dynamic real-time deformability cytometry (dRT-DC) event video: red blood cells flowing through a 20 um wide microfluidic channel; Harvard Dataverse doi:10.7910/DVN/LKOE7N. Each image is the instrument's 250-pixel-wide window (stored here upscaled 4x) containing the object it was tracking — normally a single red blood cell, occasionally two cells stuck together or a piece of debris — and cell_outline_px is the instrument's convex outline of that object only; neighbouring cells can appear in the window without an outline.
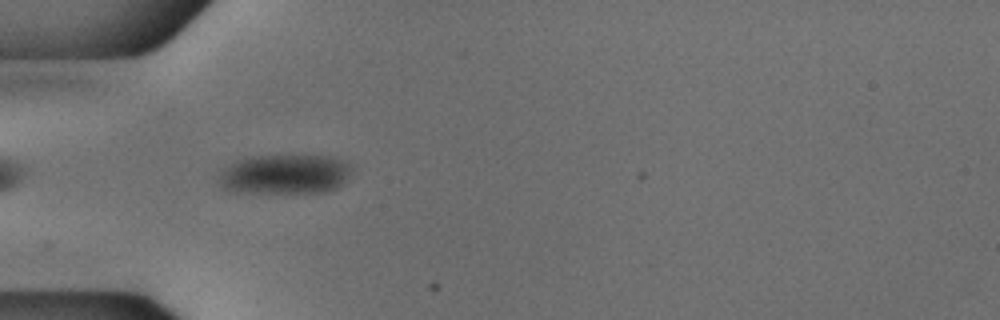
{"species": "common noctule bat (a hibernating species)", "species_latin": "Nyctalus noctula", "temperature_condition": "cold", "stored_images_in_passage": 27, "camera_frame_rate_fps": 3000, "um_per_image_px": 0.085, "animal": {"sex": "male", "body_mass_g": 18.8}, "frame": {"image": 1, "passage_image": 4, "time_ms": 1.0, "image_size_px": [1000, 320], "cell_outline_px": [[352, 168], [348, 176], [336, 188], [324, 192], [232, 192], [224, 188], [220, 180], [220, 176], [224, 168], [236, 160], [252, 156], [332, 156], [344, 160], [352, 164]], "centroid_in_image_um": [24.24, 14.8], "position_along_channel_um": 60.8, "area_um2": 30.46}}
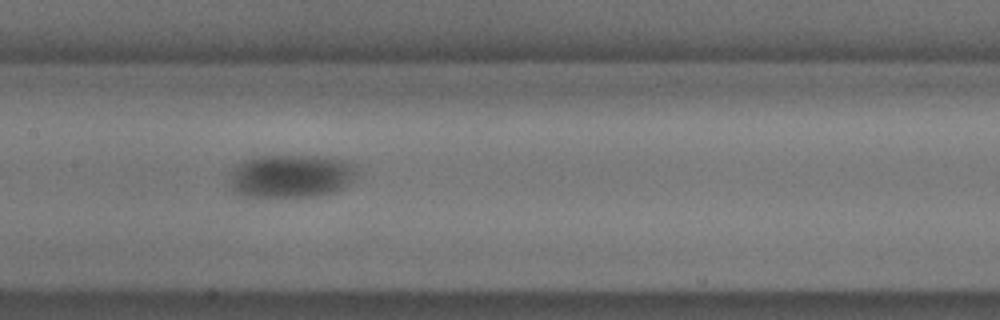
{"frame": {"image": 2, "passage_image": 14, "time_ms": 4.333, "image_size_px": [1000, 320], "cell_outline_px": [[356, 172], [352, 180], [344, 188], [332, 192], [316, 196], [244, 196], [236, 192], [232, 188], [232, 172], [244, 160], [256, 156], [328, 156], [344, 160], [352, 164], [356, 168]], "centroid_in_image_um": [24.79, 14.95], "position_along_channel_um": 182.6, "area_um2": 31.62}}
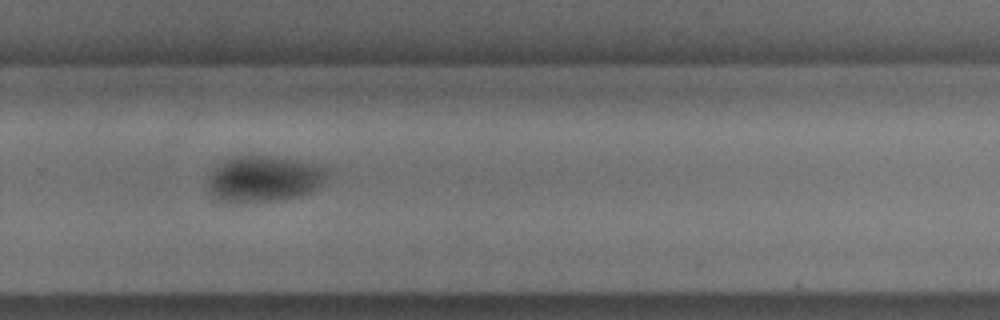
{"frame": {"image": 3, "passage_image": 24, "time_ms": 7.667, "image_size_px": [1000, 320], "cell_outline_px": [[324, 180], [312, 192], [300, 196], [276, 200], [224, 200], [212, 196], [208, 188], [208, 180], [216, 168], [224, 160], [236, 156], [272, 156], [316, 164], [324, 168]], "centroid_in_image_um": [22.43, 15.18], "position_along_channel_um": 307.4, "area_um2": 30.87}}